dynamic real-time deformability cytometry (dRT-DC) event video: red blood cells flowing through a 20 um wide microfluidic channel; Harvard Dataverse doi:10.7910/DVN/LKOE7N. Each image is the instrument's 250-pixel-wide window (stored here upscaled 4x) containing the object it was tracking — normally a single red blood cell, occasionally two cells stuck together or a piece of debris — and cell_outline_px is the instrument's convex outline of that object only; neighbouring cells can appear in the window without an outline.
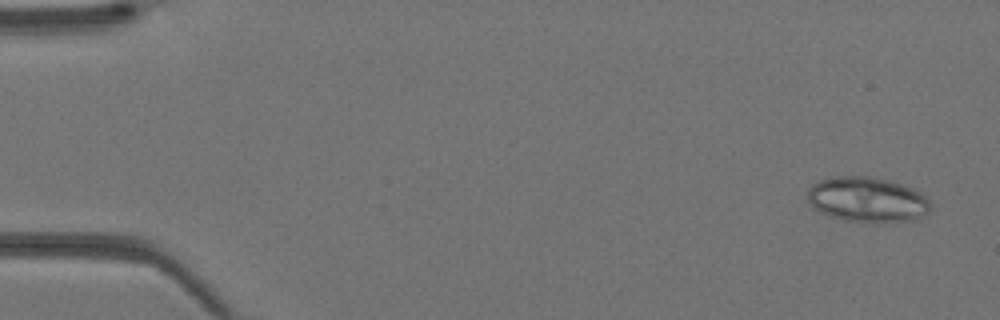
{"species": "Egyptian fruit bat (a non-hibernating species)", "species_latin": "Rousettus aegyptiacus", "temperature_condition": "warm", "stored_images_in_passage": 41, "camera_frame_rate_fps": 3000, "um_per_image_px": 0.085, "animal": {"sex": "female"}, "frame": {"image": 1, "passage_image": 2, "time_ms": 0.333, "image_size_px": [1000, 320], "cell_outline_px": [[932, 208], [928, 212], [916, 220], [876, 224], [872, 224], [844, 220], [820, 212], [808, 200], [808, 188], [812, 184], [820, 180], [832, 176], [868, 176], [888, 180], [916, 188], [932, 204]], "centroid_in_image_um": [73.77, 16.98], "position_along_channel_um": 11.2, "area_um2": 32.95}}
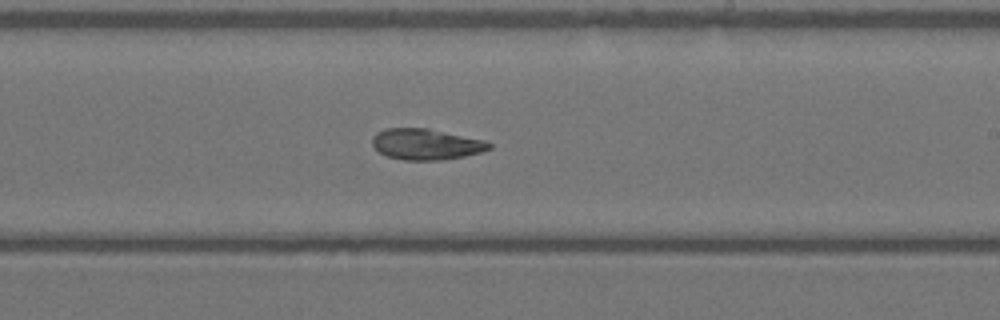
{"frame": {"image": 2, "passage_image": 25, "time_ms": 8.0, "image_size_px": [1000, 320], "cell_outline_px": [[492, 148], [480, 152], [464, 156], [444, 160], [404, 160], [388, 156], [380, 152], [372, 144], [372, 136], [376, 132], [384, 128], [428, 128], [484, 140], [492, 144]], "centroid_in_image_um": [36.2, 12.25], "position_along_channel_um": 252.8, "area_um2": 21.1}}
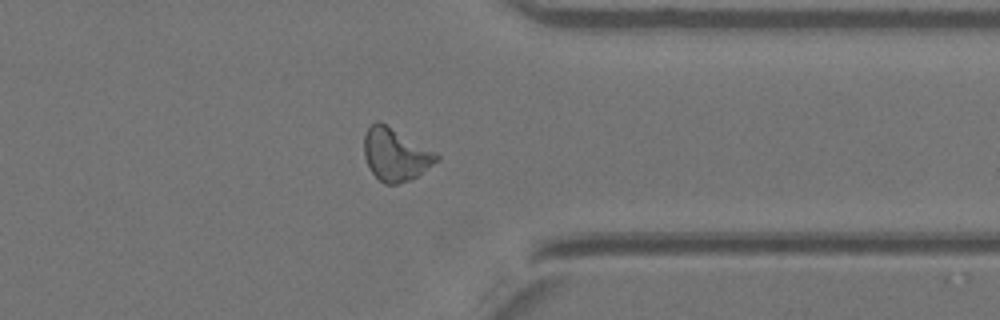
{"frame": {"image": 3, "passage_image": 33, "time_ms": 10.667, "image_size_px": [1000, 320], "cell_outline_px": [[440, 156], [432, 164], [412, 180], [396, 184], [384, 184], [372, 172], [364, 156], [364, 136], [368, 128], [376, 120], [380, 120], [436, 152]], "centroid_in_image_um": [33.6, 13.12], "position_along_channel_um": 377.8, "area_um2": 22.08}}